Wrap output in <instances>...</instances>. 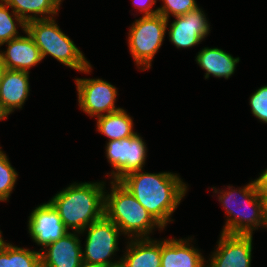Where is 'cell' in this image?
I'll return each instance as SVG.
<instances>
[{"mask_svg": "<svg viewBox=\"0 0 267 267\" xmlns=\"http://www.w3.org/2000/svg\"><path fill=\"white\" fill-rule=\"evenodd\" d=\"M133 171L118 182L124 186L139 203L164 228L170 221L181 199L185 196L187 186L171 172L141 173Z\"/></svg>", "mask_w": 267, "mask_h": 267, "instance_id": "obj_1", "label": "cell"}, {"mask_svg": "<svg viewBox=\"0 0 267 267\" xmlns=\"http://www.w3.org/2000/svg\"><path fill=\"white\" fill-rule=\"evenodd\" d=\"M74 183L58 192L49 202L58 211L68 230L83 233L104 216V183Z\"/></svg>", "mask_w": 267, "mask_h": 267, "instance_id": "obj_2", "label": "cell"}, {"mask_svg": "<svg viewBox=\"0 0 267 267\" xmlns=\"http://www.w3.org/2000/svg\"><path fill=\"white\" fill-rule=\"evenodd\" d=\"M111 193L104 194V216L133 239L149 238L154 227H163L118 181L111 182ZM131 233V234H130ZM130 234V235H129ZM135 234V235H134ZM148 236V237H147Z\"/></svg>", "mask_w": 267, "mask_h": 267, "instance_id": "obj_3", "label": "cell"}, {"mask_svg": "<svg viewBox=\"0 0 267 267\" xmlns=\"http://www.w3.org/2000/svg\"><path fill=\"white\" fill-rule=\"evenodd\" d=\"M228 188L230 191L227 190L224 192L222 190V192H218L222 194L220 196L218 195V199L228 214V219L222 232L227 234L252 235L254 229H258L257 227L259 226H264L263 199L259 195L256 181L250 182L247 186L239 190L230 189L232 188L230 186ZM236 194H240L239 196L242 199L237 201L238 197ZM247 209L250 211H247Z\"/></svg>", "mask_w": 267, "mask_h": 267, "instance_id": "obj_4", "label": "cell"}, {"mask_svg": "<svg viewBox=\"0 0 267 267\" xmlns=\"http://www.w3.org/2000/svg\"><path fill=\"white\" fill-rule=\"evenodd\" d=\"M26 32L39 48L42 59L51 55L72 69L87 73L91 65L74 42L65 35L54 18L32 20L26 23Z\"/></svg>", "mask_w": 267, "mask_h": 267, "instance_id": "obj_5", "label": "cell"}, {"mask_svg": "<svg viewBox=\"0 0 267 267\" xmlns=\"http://www.w3.org/2000/svg\"><path fill=\"white\" fill-rule=\"evenodd\" d=\"M168 20L162 15H147L137 19L129 31L128 45L137 64L143 70L149 69L154 55L162 45Z\"/></svg>", "mask_w": 267, "mask_h": 267, "instance_id": "obj_6", "label": "cell"}, {"mask_svg": "<svg viewBox=\"0 0 267 267\" xmlns=\"http://www.w3.org/2000/svg\"><path fill=\"white\" fill-rule=\"evenodd\" d=\"M88 227L82 261L111 267L119 266L121 261L112 262L109 258L119 250L118 237L121 230L105 216Z\"/></svg>", "mask_w": 267, "mask_h": 267, "instance_id": "obj_7", "label": "cell"}, {"mask_svg": "<svg viewBox=\"0 0 267 267\" xmlns=\"http://www.w3.org/2000/svg\"><path fill=\"white\" fill-rule=\"evenodd\" d=\"M146 151V145L137 133L129 138L108 141L106 156L116 170L111 173L113 181H119L133 171L142 170Z\"/></svg>", "mask_w": 267, "mask_h": 267, "instance_id": "obj_8", "label": "cell"}, {"mask_svg": "<svg viewBox=\"0 0 267 267\" xmlns=\"http://www.w3.org/2000/svg\"><path fill=\"white\" fill-rule=\"evenodd\" d=\"M78 102L82 111L93 116H101L121 110L115 107L116 88L102 79H75Z\"/></svg>", "mask_w": 267, "mask_h": 267, "instance_id": "obj_9", "label": "cell"}, {"mask_svg": "<svg viewBox=\"0 0 267 267\" xmlns=\"http://www.w3.org/2000/svg\"><path fill=\"white\" fill-rule=\"evenodd\" d=\"M215 251L207 267H250L252 235L222 232Z\"/></svg>", "mask_w": 267, "mask_h": 267, "instance_id": "obj_10", "label": "cell"}, {"mask_svg": "<svg viewBox=\"0 0 267 267\" xmlns=\"http://www.w3.org/2000/svg\"><path fill=\"white\" fill-rule=\"evenodd\" d=\"M28 222L31 238L42 247L68 233L58 211L50 202L36 207L30 214Z\"/></svg>", "mask_w": 267, "mask_h": 267, "instance_id": "obj_11", "label": "cell"}, {"mask_svg": "<svg viewBox=\"0 0 267 267\" xmlns=\"http://www.w3.org/2000/svg\"><path fill=\"white\" fill-rule=\"evenodd\" d=\"M199 7L181 16H175L169 30L170 41L177 48H190L199 44L209 33L206 15Z\"/></svg>", "mask_w": 267, "mask_h": 267, "instance_id": "obj_12", "label": "cell"}, {"mask_svg": "<svg viewBox=\"0 0 267 267\" xmlns=\"http://www.w3.org/2000/svg\"><path fill=\"white\" fill-rule=\"evenodd\" d=\"M77 232H68L57 241L47 245L41 253V267H80L82 247Z\"/></svg>", "mask_w": 267, "mask_h": 267, "instance_id": "obj_13", "label": "cell"}, {"mask_svg": "<svg viewBox=\"0 0 267 267\" xmlns=\"http://www.w3.org/2000/svg\"><path fill=\"white\" fill-rule=\"evenodd\" d=\"M25 33L27 36H20L5 42L8 45L7 51H0L6 69L29 72L31 67L42 60L40 50L33 38L28 32L25 31Z\"/></svg>", "mask_w": 267, "mask_h": 267, "instance_id": "obj_14", "label": "cell"}, {"mask_svg": "<svg viewBox=\"0 0 267 267\" xmlns=\"http://www.w3.org/2000/svg\"><path fill=\"white\" fill-rule=\"evenodd\" d=\"M29 72L6 69L0 83V104L10 114L22 108L29 93Z\"/></svg>", "mask_w": 267, "mask_h": 267, "instance_id": "obj_15", "label": "cell"}, {"mask_svg": "<svg viewBox=\"0 0 267 267\" xmlns=\"http://www.w3.org/2000/svg\"><path fill=\"white\" fill-rule=\"evenodd\" d=\"M199 250L183 239L161 241V267H205Z\"/></svg>", "mask_w": 267, "mask_h": 267, "instance_id": "obj_16", "label": "cell"}, {"mask_svg": "<svg viewBox=\"0 0 267 267\" xmlns=\"http://www.w3.org/2000/svg\"><path fill=\"white\" fill-rule=\"evenodd\" d=\"M127 247L121 267H161V241L134 238Z\"/></svg>", "mask_w": 267, "mask_h": 267, "instance_id": "obj_17", "label": "cell"}, {"mask_svg": "<svg viewBox=\"0 0 267 267\" xmlns=\"http://www.w3.org/2000/svg\"><path fill=\"white\" fill-rule=\"evenodd\" d=\"M239 60V57L234 58L219 48L205 47L196 56V61L199 66L206 70V79L211 74L215 77L228 79L234 73Z\"/></svg>", "mask_w": 267, "mask_h": 267, "instance_id": "obj_18", "label": "cell"}, {"mask_svg": "<svg viewBox=\"0 0 267 267\" xmlns=\"http://www.w3.org/2000/svg\"><path fill=\"white\" fill-rule=\"evenodd\" d=\"M97 129L110 140H121L136 134L133 120L124 109L97 117Z\"/></svg>", "mask_w": 267, "mask_h": 267, "instance_id": "obj_19", "label": "cell"}, {"mask_svg": "<svg viewBox=\"0 0 267 267\" xmlns=\"http://www.w3.org/2000/svg\"><path fill=\"white\" fill-rule=\"evenodd\" d=\"M12 10L27 23L32 20L53 18L59 8L52 0H3ZM33 13L34 15H28ZM44 14V15H43ZM45 14L47 16H45ZM38 15H43L38 17Z\"/></svg>", "mask_w": 267, "mask_h": 267, "instance_id": "obj_20", "label": "cell"}, {"mask_svg": "<svg viewBox=\"0 0 267 267\" xmlns=\"http://www.w3.org/2000/svg\"><path fill=\"white\" fill-rule=\"evenodd\" d=\"M0 267H41V253L5 243L0 249Z\"/></svg>", "mask_w": 267, "mask_h": 267, "instance_id": "obj_21", "label": "cell"}, {"mask_svg": "<svg viewBox=\"0 0 267 267\" xmlns=\"http://www.w3.org/2000/svg\"><path fill=\"white\" fill-rule=\"evenodd\" d=\"M0 46L3 45L5 42L10 41L11 39H15L20 37L18 35V31L14 22V19L18 21L20 26L22 27L23 31H26V23L18 16L14 11L12 14L9 13L8 9L9 6L3 1L0 0Z\"/></svg>", "mask_w": 267, "mask_h": 267, "instance_id": "obj_22", "label": "cell"}, {"mask_svg": "<svg viewBox=\"0 0 267 267\" xmlns=\"http://www.w3.org/2000/svg\"><path fill=\"white\" fill-rule=\"evenodd\" d=\"M17 172L0 148V201H7L17 180Z\"/></svg>", "mask_w": 267, "mask_h": 267, "instance_id": "obj_23", "label": "cell"}, {"mask_svg": "<svg viewBox=\"0 0 267 267\" xmlns=\"http://www.w3.org/2000/svg\"><path fill=\"white\" fill-rule=\"evenodd\" d=\"M164 5L157 8L158 13L165 19H169V15L181 16L198 7L195 0H162Z\"/></svg>", "mask_w": 267, "mask_h": 267, "instance_id": "obj_24", "label": "cell"}, {"mask_svg": "<svg viewBox=\"0 0 267 267\" xmlns=\"http://www.w3.org/2000/svg\"><path fill=\"white\" fill-rule=\"evenodd\" d=\"M251 111L260 121L267 123V85L260 87L250 97Z\"/></svg>", "mask_w": 267, "mask_h": 267, "instance_id": "obj_25", "label": "cell"}, {"mask_svg": "<svg viewBox=\"0 0 267 267\" xmlns=\"http://www.w3.org/2000/svg\"><path fill=\"white\" fill-rule=\"evenodd\" d=\"M133 4L137 6L140 12H144V16L158 14V9L151 10L156 0H132Z\"/></svg>", "mask_w": 267, "mask_h": 267, "instance_id": "obj_26", "label": "cell"}, {"mask_svg": "<svg viewBox=\"0 0 267 267\" xmlns=\"http://www.w3.org/2000/svg\"><path fill=\"white\" fill-rule=\"evenodd\" d=\"M255 181L260 197H267V169Z\"/></svg>", "mask_w": 267, "mask_h": 267, "instance_id": "obj_27", "label": "cell"}, {"mask_svg": "<svg viewBox=\"0 0 267 267\" xmlns=\"http://www.w3.org/2000/svg\"><path fill=\"white\" fill-rule=\"evenodd\" d=\"M263 199L264 210V226L267 227V197H261Z\"/></svg>", "mask_w": 267, "mask_h": 267, "instance_id": "obj_28", "label": "cell"}, {"mask_svg": "<svg viewBox=\"0 0 267 267\" xmlns=\"http://www.w3.org/2000/svg\"><path fill=\"white\" fill-rule=\"evenodd\" d=\"M80 267H111L105 264H95V263H87L82 261V263L80 264Z\"/></svg>", "mask_w": 267, "mask_h": 267, "instance_id": "obj_29", "label": "cell"}, {"mask_svg": "<svg viewBox=\"0 0 267 267\" xmlns=\"http://www.w3.org/2000/svg\"><path fill=\"white\" fill-rule=\"evenodd\" d=\"M5 70H6V67L4 66V63H3L1 55H0V83H1V79L3 77Z\"/></svg>", "mask_w": 267, "mask_h": 267, "instance_id": "obj_30", "label": "cell"}, {"mask_svg": "<svg viewBox=\"0 0 267 267\" xmlns=\"http://www.w3.org/2000/svg\"><path fill=\"white\" fill-rule=\"evenodd\" d=\"M9 114L3 109L2 105L0 104V120L7 119Z\"/></svg>", "mask_w": 267, "mask_h": 267, "instance_id": "obj_31", "label": "cell"}, {"mask_svg": "<svg viewBox=\"0 0 267 267\" xmlns=\"http://www.w3.org/2000/svg\"><path fill=\"white\" fill-rule=\"evenodd\" d=\"M6 242L2 239V234H1V231H0V249L3 247V245L5 244Z\"/></svg>", "mask_w": 267, "mask_h": 267, "instance_id": "obj_32", "label": "cell"}, {"mask_svg": "<svg viewBox=\"0 0 267 267\" xmlns=\"http://www.w3.org/2000/svg\"><path fill=\"white\" fill-rule=\"evenodd\" d=\"M54 2V4L59 8L60 3L62 0H52Z\"/></svg>", "mask_w": 267, "mask_h": 267, "instance_id": "obj_33", "label": "cell"}]
</instances>
